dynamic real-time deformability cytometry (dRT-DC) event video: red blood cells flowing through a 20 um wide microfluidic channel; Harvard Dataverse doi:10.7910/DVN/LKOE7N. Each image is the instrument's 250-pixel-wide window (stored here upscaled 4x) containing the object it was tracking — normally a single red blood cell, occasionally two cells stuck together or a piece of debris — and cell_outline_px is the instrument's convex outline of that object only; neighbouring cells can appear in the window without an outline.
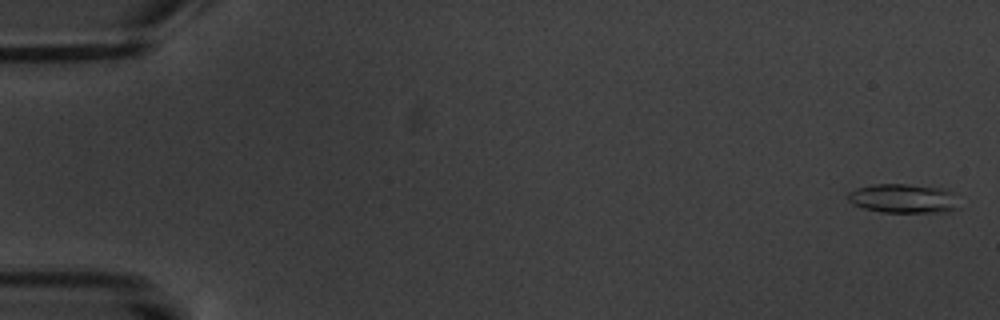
{"species": "common noctule bat (a hibernating species)", "species_latin": "Nyctalus noctula", "temperature_condition": "warm", "stored_images_in_passage": 5, "camera_frame_rate_fps": 3000, "um_per_image_px": 0.085, "animal": {"sex": "male", "body_mass_g": 20.1, "forearm_length_mm": 53.5}, "frame": {"image": 1, "passage_image": 1, "time_ms": 0.0, "image_size_px": [1000, 320], "cell_outline_px": [[960, 208], [948, 212], [880, 212], [864, 208], [852, 204], [848, 200], [848, 192], [856, 188], [872, 184], [908, 184], [944, 188], [952, 192]], "centroid_in_image_um": [76.79, 16.87], "position_along_channel_um": 8.2, "area_um2": 19.07}}
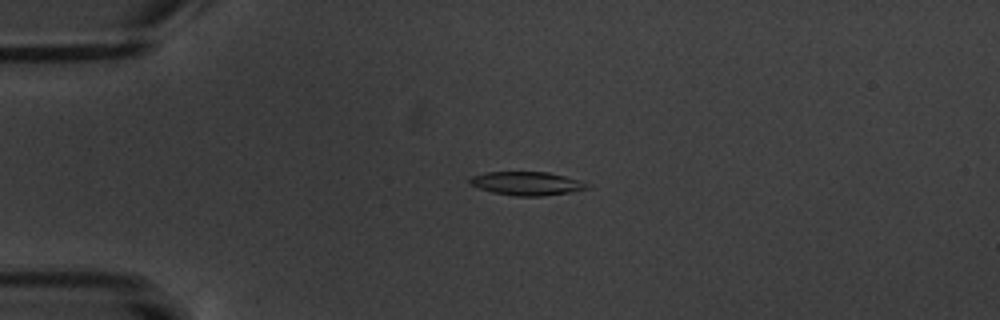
{"frame": {"image": 2, "passage_image": 4, "time_ms": 4.333, "image_size_px": [1000, 320], "cell_outline_px": [[592, 184], [588, 188], [568, 192], [540, 196], [516, 196], [492, 192], [468, 184], [468, 180], [472, 176], [484, 172], [548, 172], [580, 180]], "centroid_in_image_um": [44.76, 15.59], "position_along_channel_um": 40.2, "area_um2": 16.07}}